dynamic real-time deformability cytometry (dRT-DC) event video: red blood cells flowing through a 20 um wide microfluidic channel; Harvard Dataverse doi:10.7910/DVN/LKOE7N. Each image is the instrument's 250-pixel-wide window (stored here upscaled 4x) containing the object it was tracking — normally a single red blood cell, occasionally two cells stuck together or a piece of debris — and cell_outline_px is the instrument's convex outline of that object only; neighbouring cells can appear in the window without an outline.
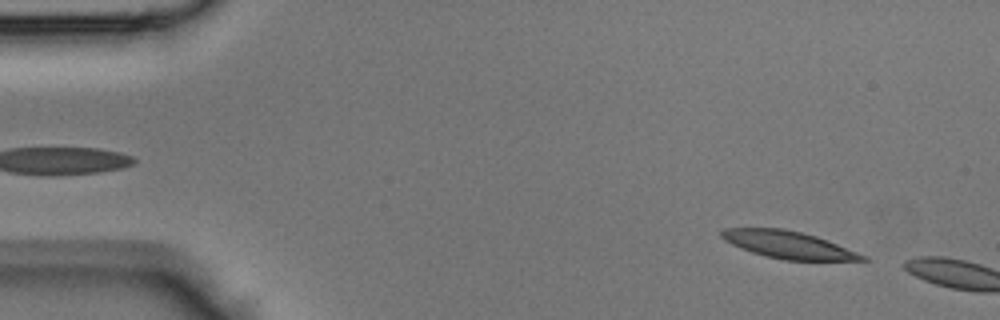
{"species": "Egyptian fruit bat (a non-hibernating species)", "species_latin": "Rousettus aegyptiacus", "temperature_condition": "room temperature", "stored_images_in_passage": 5, "camera_frame_rate_fps": 3000, "um_per_image_px": 0.085, "animal": {"sex": "male"}, "frame": {"image": 1, "passage_image": 3, "time_ms": 0.667, "image_size_px": [1000, 320], "cell_outline_px": [[868, 260], [784, 260], [752, 252], [740, 248], [724, 240], [720, 236], [720, 232], [724, 228], [784, 228], [816, 236], [868, 256]], "centroid_in_image_um": [66.99, 20.8], "position_along_channel_um": 18.0, "area_um2": 22.2}}